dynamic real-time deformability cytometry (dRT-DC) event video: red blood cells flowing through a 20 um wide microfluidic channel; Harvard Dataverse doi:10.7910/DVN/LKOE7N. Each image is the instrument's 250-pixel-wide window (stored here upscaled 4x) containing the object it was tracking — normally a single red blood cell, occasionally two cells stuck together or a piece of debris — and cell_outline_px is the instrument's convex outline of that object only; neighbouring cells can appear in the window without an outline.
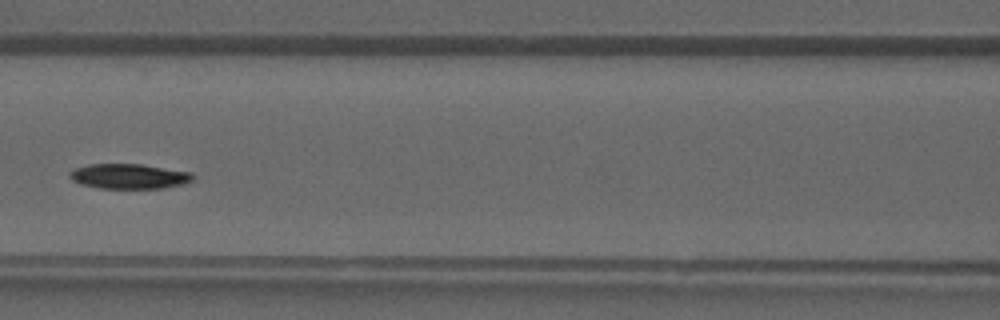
{"species": "common noctule bat (a hibernating species)", "species_latin": "Nyctalus noctula", "temperature_condition": "warm", "stored_images_in_passage": 31, "camera_frame_rate_fps": 3000, "um_per_image_px": 0.085, "animal": {"sex": "male", "forearm_length_mm": 52.5}, "frame": {"image": 1, "passage_image": 8, "time_ms": 2.333, "image_size_px": [1000, 320], "cell_outline_px": [[196, 176], [192, 180], [184, 184], [164, 188], [100, 188], [80, 184], [72, 180], [68, 176], [68, 172], [76, 168], [88, 164], [140, 164], [192, 172]], "centroid_in_image_um": [10.97, 14.98], "position_along_channel_um": 155.6, "area_um2": 18.03}}
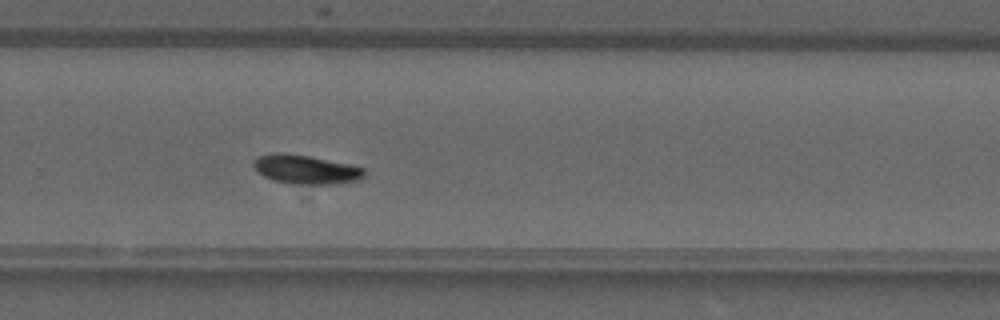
{"frame": {"image": 2, "passage_image": 17, "time_ms": 5.333, "image_size_px": [1000, 320], "cell_outline_px": [[364, 176], [356, 180], [328, 184], [288, 184], [272, 180], [264, 176], [252, 164], [260, 156], [280, 152], [308, 156], [348, 164], [364, 168]], "centroid_in_image_um": [25.98, 14.41], "position_along_channel_um": 303.8, "area_um2": 18.26}}
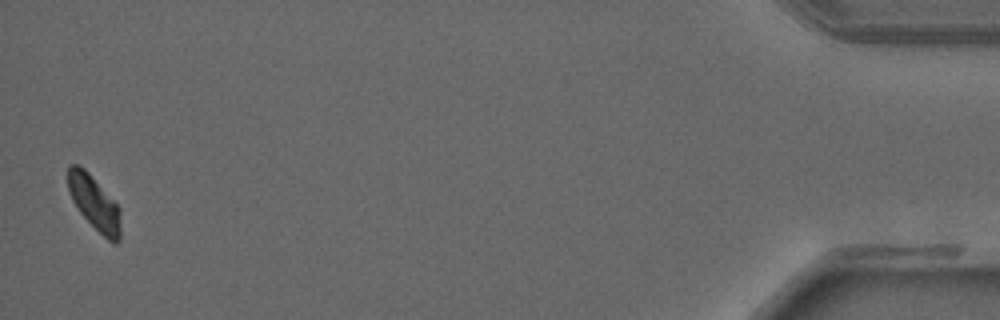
{"frame": {"image": 3, "passage_image": 30, "time_ms": 9.667, "image_size_px": [1000, 320], "cell_outline_px": [[120, 240], [116, 244], [112, 244], [80, 212], [72, 200], [68, 188], [68, 164], [76, 164], [84, 168], [88, 172], [120, 208]], "centroid_in_image_um": [8.02, 17.25], "position_along_channel_um": 427.2, "area_um2": 16.36}}